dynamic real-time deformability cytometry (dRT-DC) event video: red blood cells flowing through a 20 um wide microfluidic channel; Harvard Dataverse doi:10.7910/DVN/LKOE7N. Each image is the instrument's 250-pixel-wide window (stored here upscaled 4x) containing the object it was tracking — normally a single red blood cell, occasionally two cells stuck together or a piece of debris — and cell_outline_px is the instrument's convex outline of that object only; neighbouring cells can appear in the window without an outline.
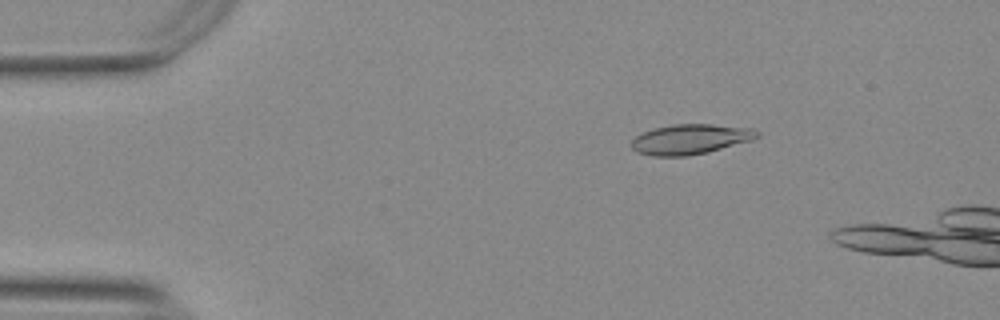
{"species": "Egyptian fruit bat (a non-hibernating species)", "species_latin": "Rousettus aegyptiacus", "temperature_condition": "warm", "stored_images_in_passage": 48, "camera_frame_rate_fps": 3000, "um_per_image_px": 0.085, "animal": {"sex": "female"}, "frame": {"image": 1, "passage_image": 9, "time_ms": 2.667, "image_size_px": [1000, 320], "cell_outline_px": [[760, 136], [752, 140], [708, 152], [688, 156], [652, 156], [636, 152], [632, 148], [632, 140], [636, 136], [644, 132], [656, 128], [672, 124], [712, 124], [752, 128], [760, 132]], "centroid_in_image_um": [58.7, 11.83], "position_along_channel_um": 26.3, "area_um2": 22.02}}
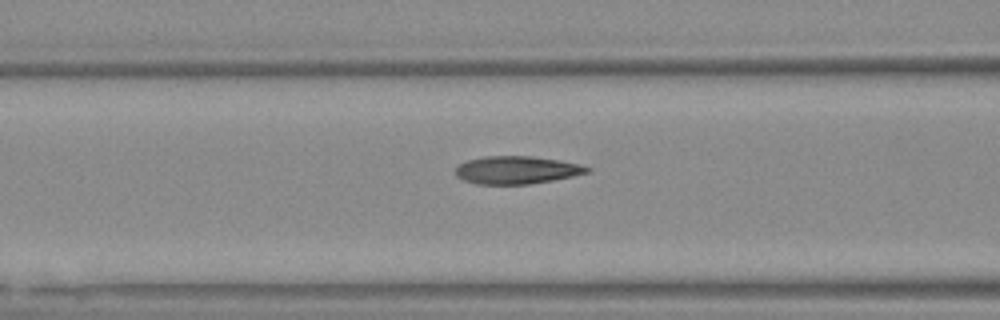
{"frame": {"image": 2, "passage_image": 22, "time_ms": 7.0, "image_size_px": [1000, 320], "cell_outline_px": [[592, 172], [552, 180], [528, 184], [476, 184], [464, 180], [456, 176], [456, 168], [460, 164], [468, 160], [484, 156], [532, 156], [580, 164], [592, 168]], "centroid_in_image_um": [43.93, 14.45], "position_along_channel_um": 122.7, "area_um2": 21.21}}
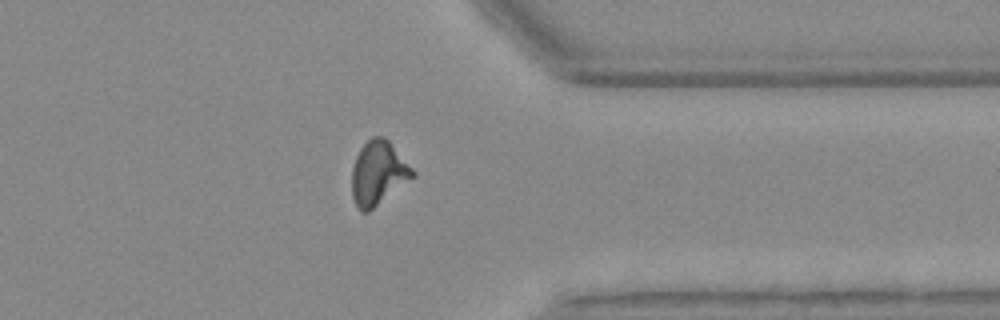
{"frame": {"image": 3, "passage_image": 43, "time_ms": 14.0, "image_size_px": [1000, 320], "cell_outline_px": [[416, 176], [368, 212], [360, 212], [352, 196], [352, 168], [356, 156], [360, 148], [372, 136], [384, 136], [388, 140], [416, 172]], "centroid_in_image_um": [32.15, 14.71], "position_along_channel_um": 379.2, "area_um2": 22.6}}